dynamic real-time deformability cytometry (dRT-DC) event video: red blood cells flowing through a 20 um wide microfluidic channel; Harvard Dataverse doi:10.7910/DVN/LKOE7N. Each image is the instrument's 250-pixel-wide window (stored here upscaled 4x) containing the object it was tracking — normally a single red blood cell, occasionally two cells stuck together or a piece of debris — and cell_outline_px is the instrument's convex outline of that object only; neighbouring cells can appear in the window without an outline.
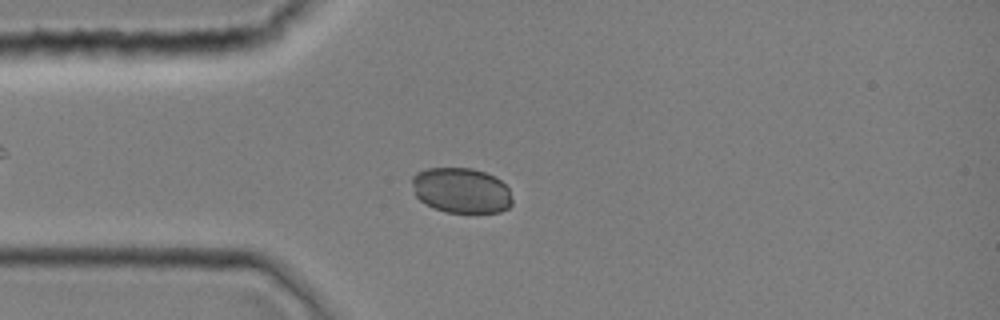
{"species": "common noctule bat (a hibernating species)", "species_latin": "Nyctalus noctula", "temperature_condition": "room temperature", "stored_images_in_passage": 43, "camera_frame_rate_fps": 3000, "um_per_image_px": 0.085, "animal": {"sex": "female", "body_mass_g": 19.0, "forearm_length_mm": 51.5}, "frame": {"image": 1, "passage_image": 11, "time_ms": 3.333, "image_size_px": [1000, 320], "cell_outline_px": [[512, 204], [508, 208], [500, 212], [448, 212], [436, 208], [420, 200], [416, 196], [412, 184], [412, 176], [416, 172], [428, 168], [472, 168], [484, 172], [500, 180], [508, 188], [512, 200]], "centroid_in_image_um": [39.2, 16.17], "position_along_channel_um": 45.8, "area_um2": 26.24}}
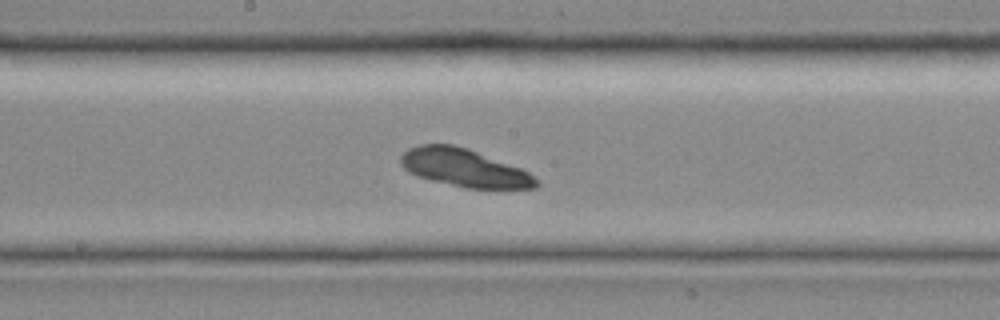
{"frame": {"image": 2, "passage_image": 23, "time_ms": 7.333, "image_size_px": [1000, 320], "cell_outline_px": [[540, 184], [536, 188], [464, 188], [416, 176], [408, 172], [400, 164], [400, 156], [408, 148], [420, 144], [452, 144], [468, 148], [520, 168], [528, 172], [540, 180]], "centroid_in_image_um": [39.45, 14.26], "position_along_channel_um": 208.8, "area_um2": 30.0}}
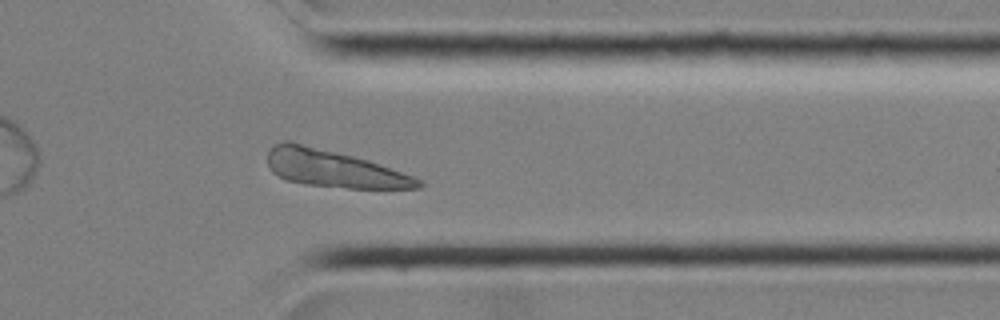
{"frame": {"image": 3, "passage_image": 35, "time_ms": 11.333, "image_size_px": [1000, 320], "cell_outline_px": [[424, 184], [420, 188], [348, 188], [304, 184], [284, 180], [272, 172], [268, 168], [268, 148], [272, 144], [284, 140], [288, 140], [368, 160], [412, 176], [420, 180]], "centroid_in_image_um": [28.28, 14.33], "position_along_channel_um": 383.1, "area_um2": 32.54}}